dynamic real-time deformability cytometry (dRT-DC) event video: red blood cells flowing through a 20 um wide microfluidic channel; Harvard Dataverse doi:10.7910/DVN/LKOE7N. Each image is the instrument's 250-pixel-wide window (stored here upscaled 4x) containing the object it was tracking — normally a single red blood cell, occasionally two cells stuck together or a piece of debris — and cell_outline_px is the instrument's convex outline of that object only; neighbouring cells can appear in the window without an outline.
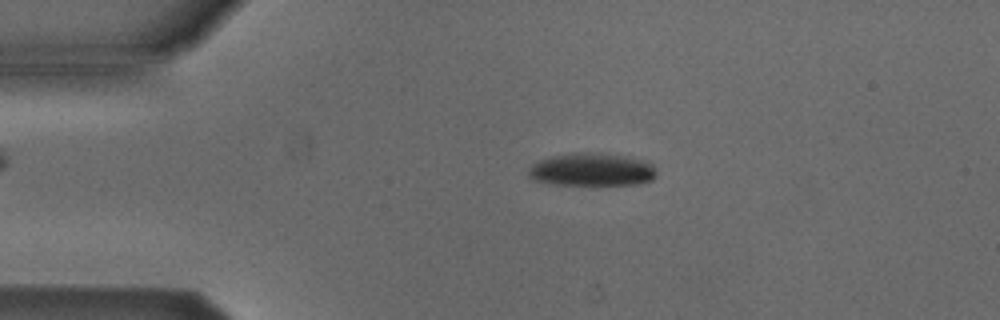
{"species": "Egyptian fruit bat (a non-hibernating species)", "species_latin": "Rousettus aegyptiacus", "temperature_condition": "cold", "stored_images_in_passage": 51, "camera_frame_rate_fps": 3000, "um_per_image_px": 0.085, "animal": {"sex": "male"}, "frame": {"image": 1, "passage_image": 9, "time_ms": 2.667, "image_size_px": [1000, 320], "cell_outline_px": [[656, 176], [652, 180], [640, 184], [552, 184], [532, 180], [528, 176], [528, 168], [532, 164], [540, 160], [552, 156], [576, 152], [596, 152], [628, 156], [644, 160], [652, 164], [656, 168]], "centroid_in_image_um": [50.31, 14.4], "position_along_channel_um": 34.7, "area_um2": 24.8}}
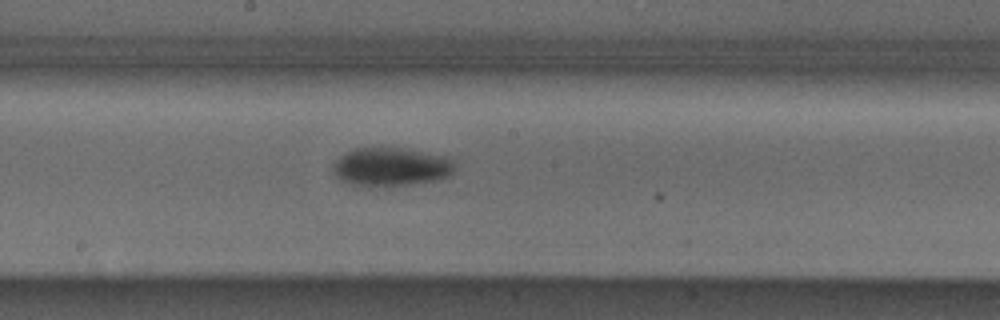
{"frame": {"image": 2, "passage_image": 26, "time_ms": 8.333, "image_size_px": [1000, 320], "cell_outline_px": [[452, 172], [448, 176], [436, 180], [408, 184], [352, 184], [340, 180], [332, 172], [332, 164], [340, 156], [356, 148], [400, 148], [448, 156], [452, 160]], "centroid_in_image_um": [33.21, 14.15], "position_along_channel_um": 215.0, "area_um2": 26.53}}
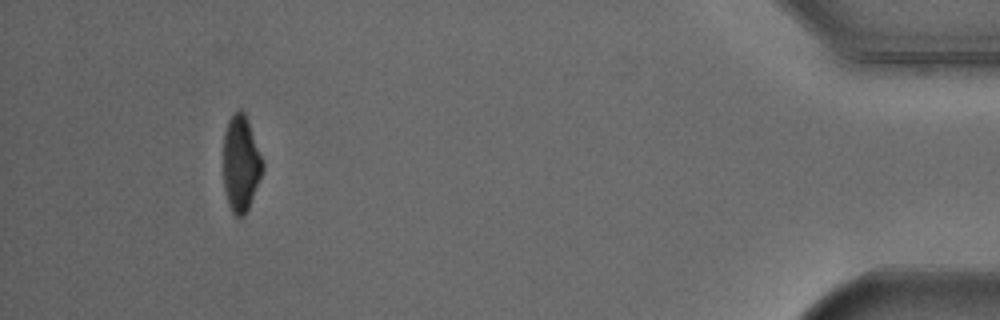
{"frame": {"image": 3, "passage_image": 47, "time_ms": 15.333, "image_size_px": [1000, 320], "cell_outline_px": [[264, 168], [248, 208], [244, 216], [236, 216], [232, 212], [228, 204], [224, 188], [224, 132], [228, 120], [232, 112], [240, 108], [244, 112], [248, 120], [264, 160]], "centroid_in_image_um": [20.48, 13.85], "position_along_channel_um": 414.7, "area_um2": 22.14}, "authors_computed_cell_mechanics": {"area_um2": 24.9696, "velocity_mm_per_s": 3.8623, "shape_relaxation_time_tau1_ms": 3.2301, "shape_relaxation_time_tau2_ms": null, "deformation_change_tau1": 0.1254, "deformation_change_tau2": null}}